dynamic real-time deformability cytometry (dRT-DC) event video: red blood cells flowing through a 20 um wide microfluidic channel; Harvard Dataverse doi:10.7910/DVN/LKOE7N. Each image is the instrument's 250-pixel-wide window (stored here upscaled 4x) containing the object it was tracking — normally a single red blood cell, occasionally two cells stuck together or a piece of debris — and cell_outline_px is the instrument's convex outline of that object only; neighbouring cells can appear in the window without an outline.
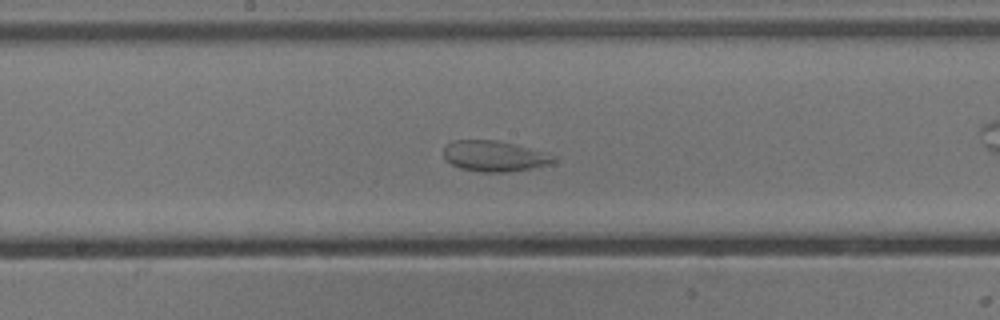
{"species": "common noctule bat (a hibernating species)", "species_latin": "Nyctalus noctula", "temperature_condition": "cold", "stored_images_in_passage": 56, "camera_frame_rate_fps": 3000, "um_per_image_px": 0.085, "animal": {"sex": "male", "body_mass_g": 13.3}, "frame": {"image": 1, "passage_image": 29, "time_ms": 9.333, "image_size_px": [1000, 320], "cell_outline_px": [[556, 160], [548, 164], [532, 168], [508, 172], [480, 172], [460, 168], [452, 164], [444, 156], [444, 148], [448, 144], [456, 140], [496, 140], [528, 148], [556, 156]], "centroid_in_image_um": [42.01, 13.28], "position_along_channel_um": 206.2, "area_um2": 19.31}}
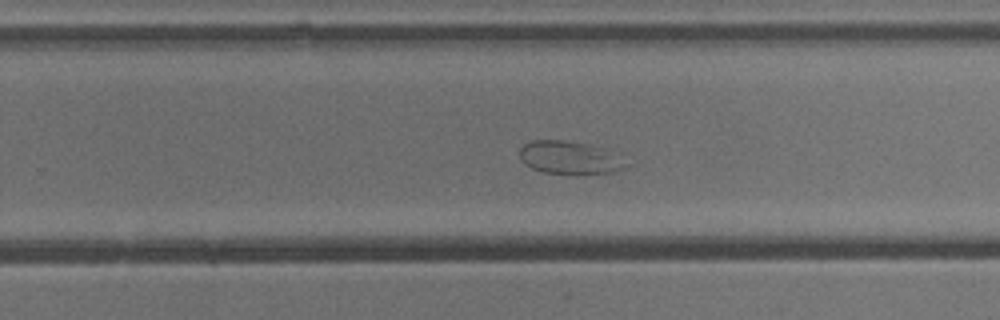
{"frame": {"image": 2, "passage_image": 35, "time_ms": 11.333, "image_size_px": [1000, 320], "cell_outline_px": [[628, 164], [612, 172], [576, 176], [568, 176], [544, 172], [532, 168], [524, 164], [520, 160], [520, 148], [524, 144], [532, 140], [560, 140], [584, 144], [604, 148], [620, 152]], "centroid_in_image_um": [48.45, 13.43], "position_along_channel_um": 281.3, "area_um2": 21.1}}
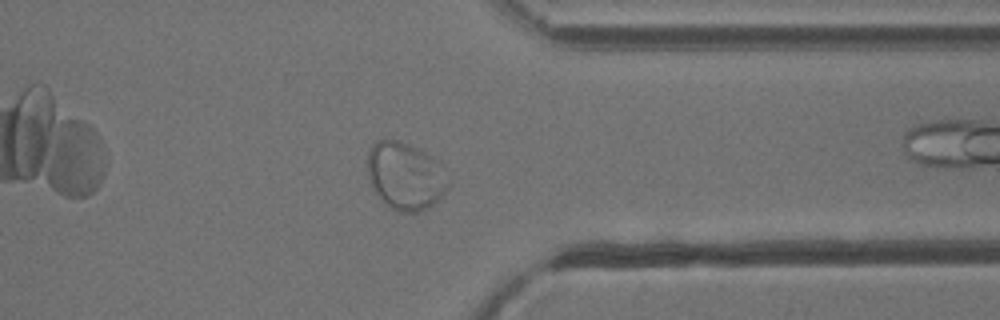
{"frame": {"image": 3, "passage_image": 43, "time_ms": 14.0, "image_size_px": [1000, 320], "cell_outline_px": [[448, 184], [444, 192], [428, 208], [416, 212], [396, 212], [388, 208], [376, 196], [372, 188], [368, 176], [368, 152], [372, 144], [376, 140], [396, 140], [408, 144], [416, 148], [428, 156]], "centroid_in_image_um": [34.31, 15.01], "position_along_channel_um": 377.1, "area_um2": 30.75}}